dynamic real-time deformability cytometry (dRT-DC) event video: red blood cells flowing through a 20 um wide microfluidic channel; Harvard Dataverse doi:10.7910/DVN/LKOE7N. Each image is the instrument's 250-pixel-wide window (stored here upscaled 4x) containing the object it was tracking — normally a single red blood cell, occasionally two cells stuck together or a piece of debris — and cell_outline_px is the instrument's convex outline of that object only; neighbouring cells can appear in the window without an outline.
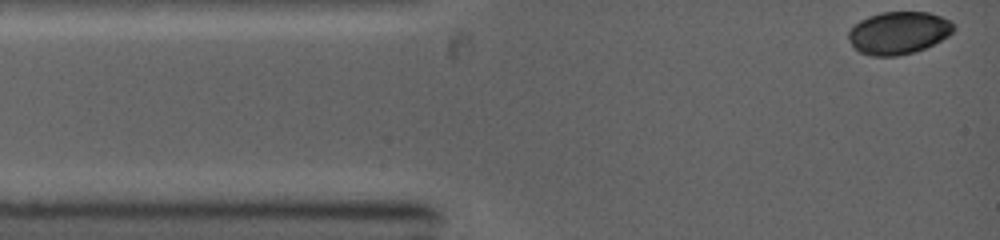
{"species": "common noctule bat (a hibernating species)", "species_latin": "Nyctalus noctula", "temperature_condition": "warm", "stored_images_in_passage": 7, "camera_frame_rate_fps": 5000, "um_per_image_px": 0.085, "animal": {"sex": "female", "body_mass_g": 19.0, "forearm_length_mm": 53.3}, "frame": {"image": 1, "passage_image": 1, "time_ms": 0.0, "image_size_px": [1000, 240], "cell_outline_px": [[956, 28], [948, 36], [924, 48], [912, 52], [896, 56], [872, 56], [860, 52], [852, 44], [848, 36], [848, 32], [860, 20], [868, 16], [880, 12], [928, 12], [940, 16], [948, 20]], "centroid_in_image_um": [76.37, 2.78], "position_along_channel_um": 8.6, "area_um2": 25.72}}
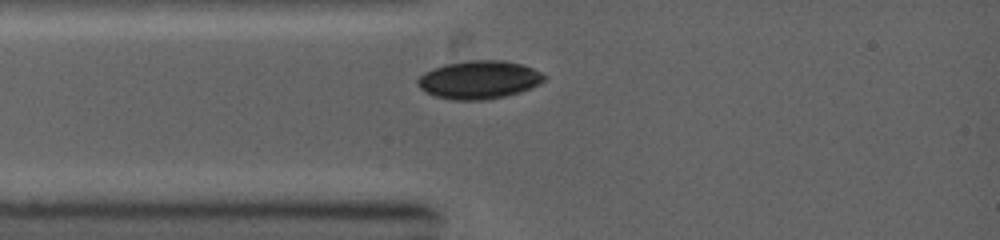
{"frame": {"image": 2, "passage_image": 5, "time_ms": 2.0, "image_size_px": [1000, 240], "cell_outline_px": [[548, 76], [540, 84], [520, 92], [488, 100], [452, 100], [436, 96], [424, 92], [416, 84], [416, 80], [424, 72], [444, 64], [468, 60], [504, 60], [520, 64], [532, 68]], "centroid_in_image_um": [40.7, 6.78], "position_along_channel_um": 44.3, "area_um2": 28.32}}